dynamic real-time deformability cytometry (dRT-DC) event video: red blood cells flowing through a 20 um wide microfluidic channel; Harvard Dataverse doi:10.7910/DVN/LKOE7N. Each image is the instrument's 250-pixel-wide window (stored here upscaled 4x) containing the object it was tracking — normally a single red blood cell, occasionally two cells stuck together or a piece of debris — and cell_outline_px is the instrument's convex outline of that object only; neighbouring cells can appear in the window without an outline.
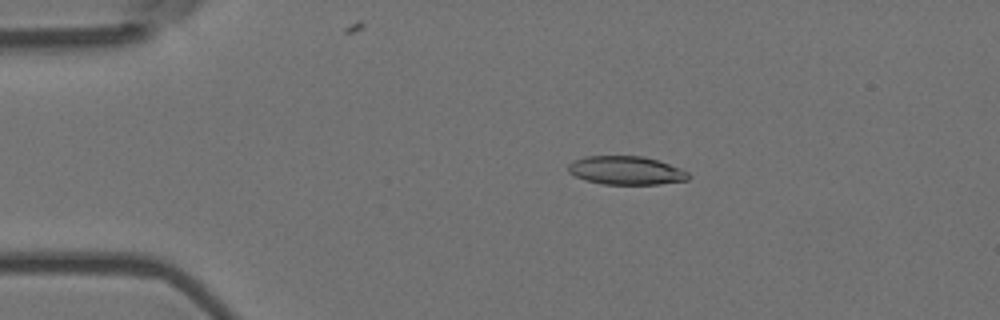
{"species": "Egyptian fruit bat (a non-hibernating species)", "species_latin": "Rousettus aegyptiacus", "temperature_condition": "room temperature", "stored_images_in_passage": 56, "camera_frame_rate_fps": 3000, "um_per_image_px": 0.085, "animal": {"sex": "female"}, "frame": {"image": 1, "passage_image": 11, "time_ms": 3.333, "image_size_px": [1000, 320], "cell_outline_px": [[688, 180], [660, 184], [604, 184], [584, 180], [568, 172], [568, 164], [584, 156], [644, 156], [680, 168], [688, 172]], "centroid_in_image_um": [53.2, 14.49], "position_along_channel_um": 31.8, "area_um2": 19.83}}
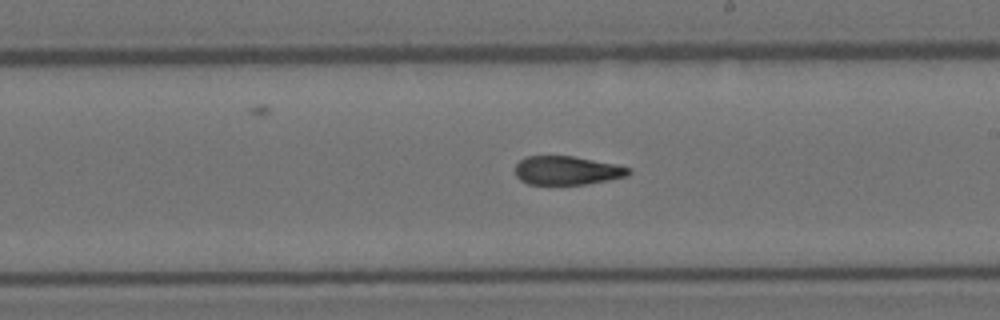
{"frame": {"image": 2, "passage_image": 32, "time_ms": 10.333, "image_size_px": [1000, 320], "cell_outline_px": [[632, 172], [628, 176], [608, 180], [584, 184], [528, 184], [520, 180], [516, 176], [516, 164], [520, 160], [528, 156], [572, 156], [616, 164], [632, 168]], "centroid_in_image_um": [48.22, 14.49], "position_along_channel_um": 240.8, "area_um2": 18.96}}
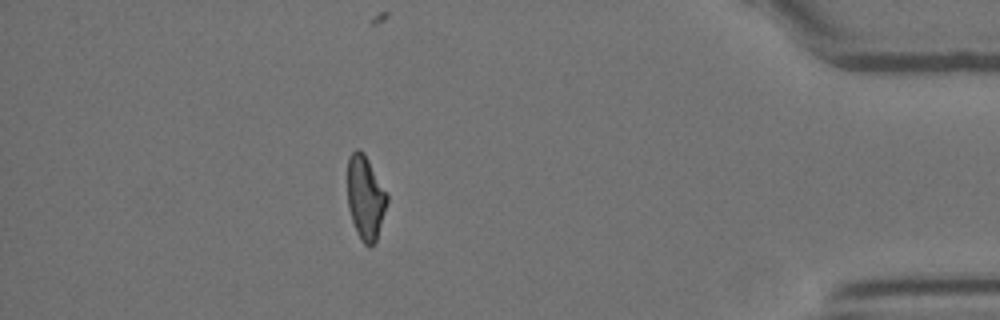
{"frame": {"image": 3, "passage_image": 49, "time_ms": 16.0, "image_size_px": [1000, 320], "cell_outline_px": [[388, 200], [376, 240], [368, 248], [360, 240], [356, 232], [348, 208], [348, 156], [356, 148], [364, 152], [388, 196]], "centroid_in_image_um": [31.04, 16.8], "position_along_channel_um": 404.2, "area_um2": 19.19}, "authors_computed_cell_mechanics": {"area_um2": 20.23, "velocity_mm_per_s": 3.6735, "shape_relaxation_time_tau1_ms": 9.59, "shape_relaxation_time_tau2_ms": 3.3947, "deformation_change_tau1": 0.2292, "deformation_change_tau2": 0.1132}}